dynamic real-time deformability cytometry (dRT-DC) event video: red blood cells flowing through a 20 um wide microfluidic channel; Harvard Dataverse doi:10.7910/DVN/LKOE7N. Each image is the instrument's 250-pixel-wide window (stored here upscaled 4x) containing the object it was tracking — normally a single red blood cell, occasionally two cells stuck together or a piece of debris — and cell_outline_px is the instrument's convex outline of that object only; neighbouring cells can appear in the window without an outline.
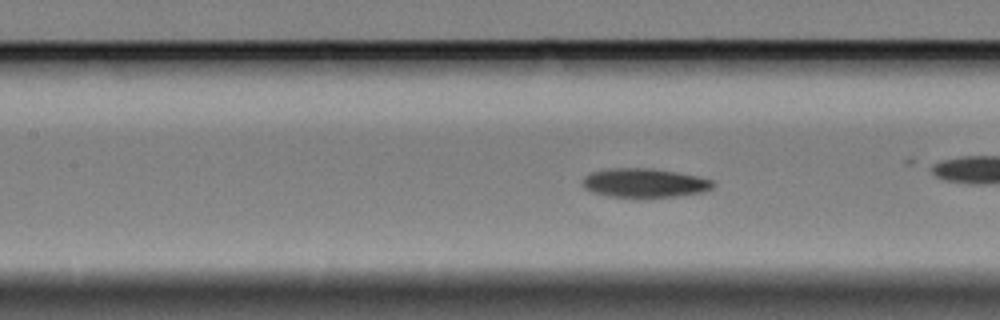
{"species": "Egyptian fruit bat (a non-hibernating species)", "species_latin": "Rousettus aegyptiacus", "temperature_condition": "cold", "stored_images_in_passage": 28, "camera_frame_rate_fps": 3000, "um_per_image_px": 0.085, "animal": {"sex": "female"}, "frame": {"image": 1, "passage_image": 5, "time_ms": 1.333, "image_size_px": [1000, 320], "cell_outline_px": [[716, 184], [712, 188], [700, 192], [676, 196], [608, 196], [592, 192], [584, 188], [580, 184], [580, 180], [584, 176], [592, 172], [608, 168], [652, 168], [676, 172], [696, 176], [712, 180]], "centroid_in_image_um": [54.71, 15.53], "position_along_channel_um": 152.7, "area_um2": 21.85}}
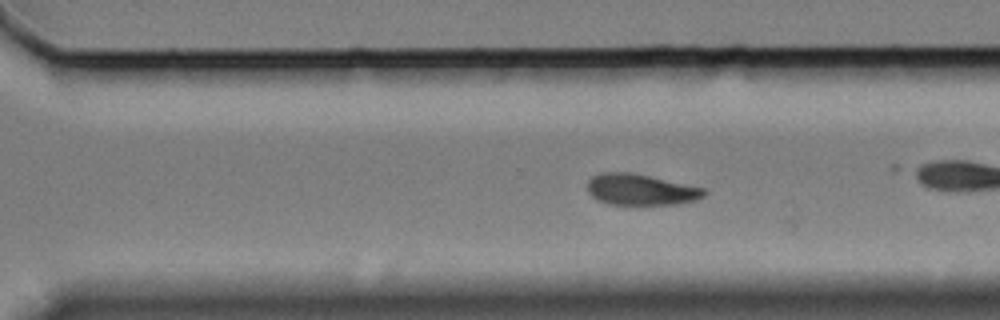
{"frame": {"image": 2, "passage_image": 20, "time_ms": 6.333, "image_size_px": [1000, 320], "cell_outline_px": [[708, 192], [704, 196], [696, 200], [680, 204], [608, 204], [596, 200], [588, 192], [588, 180], [592, 176], [600, 172], [632, 172], [704, 188]], "centroid_in_image_um": [54.45, 16.11], "position_along_channel_um": 316.1, "area_um2": 21.27}}